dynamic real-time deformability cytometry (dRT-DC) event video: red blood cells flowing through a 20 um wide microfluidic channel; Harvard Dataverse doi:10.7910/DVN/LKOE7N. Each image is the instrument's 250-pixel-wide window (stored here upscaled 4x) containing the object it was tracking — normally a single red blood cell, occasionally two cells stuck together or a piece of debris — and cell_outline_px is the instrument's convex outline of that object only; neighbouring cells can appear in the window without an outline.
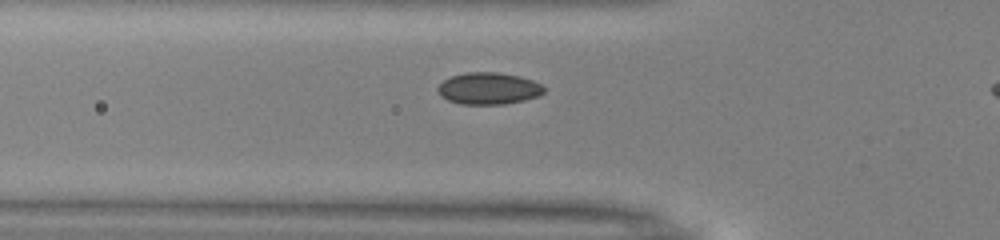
{"species": "common noctule bat (a hibernating species)", "species_latin": "Nyctalus noctula", "temperature_condition": "warm", "stored_images_in_passage": 30, "camera_frame_rate_fps": 3000, "um_per_image_px": 0.085, "animal": {"sex": "male", "body_mass_g": 13.0, "forearm_length_mm": 53.1}, "frame": {"image": 1, "passage_image": 6, "time_ms": 1.667, "image_size_px": [1000, 240], "cell_outline_px": [[544, 92], [540, 96], [524, 100], [504, 104], [460, 104], [448, 100], [440, 96], [436, 88], [444, 80], [452, 76], [468, 72], [500, 72], [520, 76], [532, 80], [540, 84], [544, 88]], "centroid_in_image_um": [41.53, 7.52], "position_along_channel_um": 84.3, "area_um2": 19.77}}
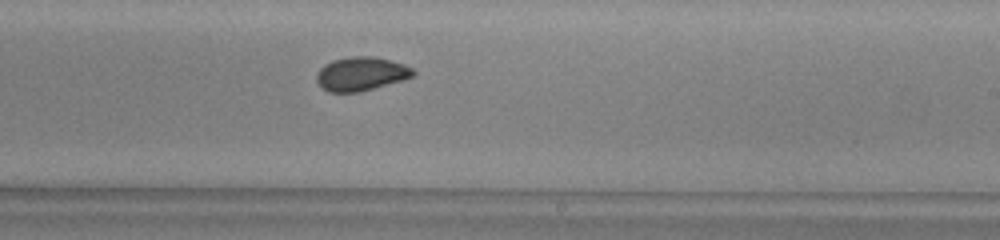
{"frame": {"image": 2, "passage_image": 19, "time_ms": 6.0, "image_size_px": [1000, 240], "cell_outline_px": [[416, 72], [412, 76], [404, 80], [360, 92], [328, 92], [316, 80], [316, 76], [320, 68], [324, 64], [332, 60], [348, 56], [372, 56], [404, 64], [412, 68]], "centroid_in_image_um": [30.69, 6.27], "position_along_channel_um": 258.3, "area_um2": 19.02}}
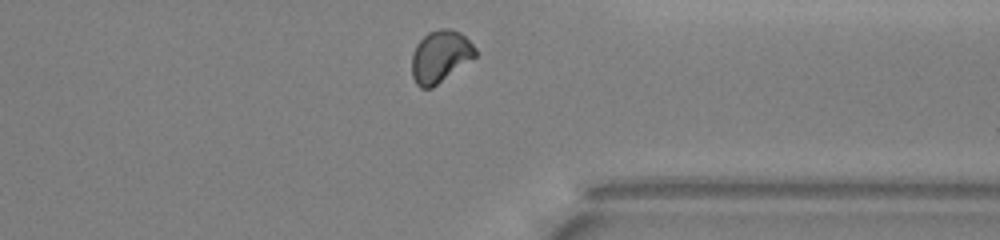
{"frame": {"image": 3, "passage_image": 28, "time_ms": 9.0, "image_size_px": [1000, 240], "cell_outline_px": [[476, 56], [432, 88], [420, 88], [416, 84], [412, 76], [412, 52], [416, 44], [428, 32], [440, 28], [452, 28], [460, 32], [476, 48]], "centroid_in_image_um": [37.4, 4.78], "position_along_channel_um": 374.0, "area_um2": 19.25}, "authors_computed_cell_mechanics": {"area_um2": 18.9584, "velocity_mm_per_s": 4.017, "shape_relaxation_time_tau1_ms": 4.2408, "shape_relaxation_time_tau2_ms": 1.1531, "deformation_change_tau1": 0.09, "deformation_change_tau2": 0.0474}}